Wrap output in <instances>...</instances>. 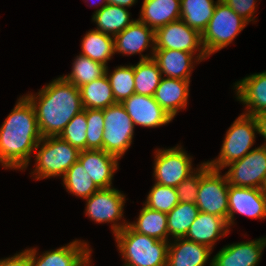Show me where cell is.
<instances>
[{"mask_svg":"<svg viewBox=\"0 0 266 266\" xmlns=\"http://www.w3.org/2000/svg\"><path fill=\"white\" fill-rule=\"evenodd\" d=\"M41 138L32 103L26 96L19 97L0 127V163L3 168L25 171Z\"/></svg>","mask_w":266,"mask_h":266,"instance_id":"obj_1","label":"cell"},{"mask_svg":"<svg viewBox=\"0 0 266 266\" xmlns=\"http://www.w3.org/2000/svg\"><path fill=\"white\" fill-rule=\"evenodd\" d=\"M32 103L42 137L59 136L65 126L83 111L80 90L58 77L45 85L36 95H25Z\"/></svg>","mask_w":266,"mask_h":266,"instance_id":"obj_2","label":"cell"},{"mask_svg":"<svg viewBox=\"0 0 266 266\" xmlns=\"http://www.w3.org/2000/svg\"><path fill=\"white\" fill-rule=\"evenodd\" d=\"M123 266H166L169 241L139 234L129 225L114 235Z\"/></svg>","mask_w":266,"mask_h":266,"instance_id":"obj_3","label":"cell"},{"mask_svg":"<svg viewBox=\"0 0 266 266\" xmlns=\"http://www.w3.org/2000/svg\"><path fill=\"white\" fill-rule=\"evenodd\" d=\"M36 151L35 169L32 172L36 180L58 176L63 178L67 170L78 161L80 153L59 136L42 137Z\"/></svg>","mask_w":266,"mask_h":266,"instance_id":"obj_4","label":"cell"},{"mask_svg":"<svg viewBox=\"0 0 266 266\" xmlns=\"http://www.w3.org/2000/svg\"><path fill=\"white\" fill-rule=\"evenodd\" d=\"M258 125L255 116L242 113L229 127L218 158L206 161L214 170H222L233 161L242 159L255 143Z\"/></svg>","mask_w":266,"mask_h":266,"instance_id":"obj_5","label":"cell"},{"mask_svg":"<svg viewBox=\"0 0 266 266\" xmlns=\"http://www.w3.org/2000/svg\"><path fill=\"white\" fill-rule=\"evenodd\" d=\"M246 25L248 23L224 1L217 0L213 16L201 34L202 46L207 57L232 43Z\"/></svg>","mask_w":266,"mask_h":266,"instance_id":"obj_6","label":"cell"},{"mask_svg":"<svg viewBox=\"0 0 266 266\" xmlns=\"http://www.w3.org/2000/svg\"><path fill=\"white\" fill-rule=\"evenodd\" d=\"M214 170L206 162L200 164V185L195 202L201 212L222 217L228 224V189L226 175Z\"/></svg>","mask_w":266,"mask_h":266,"instance_id":"obj_7","label":"cell"},{"mask_svg":"<svg viewBox=\"0 0 266 266\" xmlns=\"http://www.w3.org/2000/svg\"><path fill=\"white\" fill-rule=\"evenodd\" d=\"M103 150L121 159L132 144L135 125L121 103L103 109Z\"/></svg>","mask_w":266,"mask_h":266,"instance_id":"obj_8","label":"cell"},{"mask_svg":"<svg viewBox=\"0 0 266 266\" xmlns=\"http://www.w3.org/2000/svg\"><path fill=\"white\" fill-rule=\"evenodd\" d=\"M86 200V215L96 223H113L111 225L113 235L117 234L128 223H118L123 219L125 195L113 187L100 188Z\"/></svg>","mask_w":266,"mask_h":266,"instance_id":"obj_9","label":"cell"},{"mask_svg":"<svg viewBox=\"0 0 266 266\" xmlns=\"http://www.w3.org/2000/svg\"><path fill=\"white\" fill-rule=\"evenodd\" d=\"M155 154L153 176L158 184L176 188L197 170L193 169L192 158L181 145L157 149Z\"/></svg>","mask_w":266,"mask_h":266,"instance_id":"obj_10","label":"cell"},{"mask_svg":"<svg viewBox=\"0 0 266 266\" xmlns=\"http://www.w3.org/2000/svg\"><path fill=\"white\" fill-rule=\"evenodd\" d=\"M228 184L236 187L262 189L266 179V146L251 149L242 159L225 166Z\"/></svg>","mask_w":266,"mask_h":266,"instance_id":"obj_11","label":"cell"},{"mask_svg":"<svg viewBox=\"0 0 266 266\" xmlns=\"http://www.w3.org/2000/svg\"><path fill=\"white\" fill-rule=\"evenodd\" d=\"M180 50L188 53L206 54L201 34L183 20L170 22L155 30V50Z\"/></svg>","mask_w":266,"mask_h":266,"instance_id":"obj_12","label":"cell"},{"mask_svg":"<svg viewBox=\"0 0 266 266\" xmlns=\"http://www.w3.org/2000/svg\"><path fill=\"white\" fill-rule=\"evenodd\" d=\"M89 247L76 239L63 247L45 251L39 257L36 248H29L30 266H90L92 249Z\"/></svg>","mask_w":266,"mask_h":266,"instance_id":"obj_13","label":"cell"},{"mask_svg":"<svg viewBox=\"0 0 266 266\" xmlns=\"http://www.w3.org/2000/svg\"><path fill=\"white\" fill-rule=\"evenodd\" d=\"M228 201L229 229L234 224L235 213L253 219L266 218V194L262 189L229 185Z\"/></svg>","mask_w":266,"mask_h":266,"instance_id":"obj_14","label":"cell"},{"mask_svg":"<svg viewBox=\"0 0 266 266\" xmlns=\"http://www.w3.org/2000/svg\"><path fill=\"white\" fill-rule=\"evenodd\" d=\"M115 53L125 55L140 54V61L153 57L155 51V31L138 19L121 33L114 36ZM151 47V55L141 54Z\"/></svg>","mask_w":266,"mask_h":266,"instance_id":"obj_15","label":"cell"},{"mask_svg":"<svg viewBox=\"0 0 266 266\" xmlns=\"http://www.w3.org/2000/svg\"><path fill=\"white\" fill-rule=\"evenodd\" d=\"M134 125L156 128L170 123L173 119L156 102L154 96L132 94L122 103Z\"/></svg>","mask_w":266,"mask_h":266,"instance_id":"obj_16","label":"cell"},{"mask_svg":"<svg viewBox=\"0 0 266 266\" xmlns=\"http://www.w3.org/2000/svg\"><path fill=\"white\" fill-rule=\"evenodd\" d=\"M266 247V237L228 244L210 260V266H257Z\"/></svg>","mask_w":266,"mask_h":266,"instance_id":"obj_17","label":"cell"},{"mask_svg":"<svg viewBox=\"0 0 266 266\" xmlns=\"http://www.w3.org/2000/svg\"><path fill=\"white\" fill-rule=\"evenodd\" d=\"M116 156L104 150L80 151L78 161L87 171L93 183L100 188L112 187L114 173L119 169Z\"/></svg>","mask_w":266,"mask_h":266,"instance_id":"obj_18","label":"cell"},{"mask_svg":"<svg viewBox=\"0 0 266 266\" xmlns=\"http://www.w3.org/2000/svg\"><path fill=\"white\" fill-rule=\"evenodd\" d=\"M194 55L185 51L165 49L155 50L152 59L157 63L162 77L165 75L169 78L190 81L194 63H200L207 58L206 54Z\"/></svg>","mask_w":266,"mask_h":266,"instance_id":"obj_19","label":"cell"},{"mask_svg":"<svg viewBox=\"0 0 266 266\" xmlns=\"http://www.w3.org/2000/svg\"><path fill=\"white\" fill-rule=\"evenodd\" d=\"M237 100L247 109L244 114L255 116L266 111V71L251 74L234 86Z\"/></svg>","mask_w":266,"mask_h":266,"instance_id":"obj_20","label":"cell"},{"mask_svg":"<svg viewBox=\"0 0 266 266\" xmlns=\"http://www.w3.org/2000/svg\"><path fill=\"white\" fill-rule=\"evenodd\" d=\"M189 80L162 77L154 99L174 119L179 110L185 109L189 97Z\"/></svg>","mask_w":266,"mask_h":266,"instance_id":"obj_21","label":"cell"},{"mask_svg":"<svg viewBox=\"0 0 266 266\" xmlns=\"http://www.w3.org/2000/svg\"><path fill=\"white\" fill-rule=\"evenodd\" d=\"M229 232L230 229L224 218L199 211L185 238L213 249L217 240Z\"/></svg>","mask_w":266,"mask_h":266,"instance_id":"obj_22","label":"cell"},{"mask_svg":"<svg viewBox=\"0 0 266 266\" xmlns=\"http://www.w3.org/2000/svg\"><path fill=\"white\" fill-rule=\"evenodd\" d=\"M212 249L184 238L169 242L166 266H205Z\"/></svg>","mask_w":266,"mask_h":266,"instance_id":"obj_23","label":"cell"},{"mask_svg":"<svg viewBox=\"0 0 266 266\" xmlns=\"http://www.w3.org/2000/svg\"><path fill=\"white\" fill-rule=\"evenodd\" d=\"M180 0H143L138 20L154 31L170 22L180 20Z\"/></svg>","mask_w":266,"mask_h":266,"instance_id":"obj_24","label":"cell"},{"mask_svg":"<svg viewBox=\"0 0 266 266\" xmlns=\"http://www.w3.org/2000/svg\"><path fill=\"white\" fill-rule=\"evenodd\" d=\"M92 20L96 23L98 30L115 36L125 30L135 20H130V12L127 8L106 4L95 11Z\"/></svg>","mask_w":266,"mask_h":266,"instance_id":"obj_25","label":"cell"},{"mask_svg":"<svg viewBox=\"0 0 266 266\" xmlns=\"http://www.w3.org/2000/svg\"><path fill=\"white\" fill-rule=\"evenodd\" d=\"M83 56L107 66V62L115 54L114 36L98 30L88 31L81 41Z\"/></svg>","mask_w":266,"mask_h":266,"instance_id":"obj_26","label":"cell"},{"mask_svg":"<svg viewBox=\"0 0 266 266\" xmlns=\"http://www.w3.org/2000/svg\"><path fill=\"white\" fill-rule=\"evenodd\" d=\"M134 223L128 225L137 233L169 241L167 214L153 210L144 205Z\"/></svg>","mask_w":266,"mask_h":266,"instance_id":"obj_27","label":"cell"},{"mask_svg":"<svg viewBox=\"0 0 266 266\" xmlns=\"http://www.w3.org/2000/svg\"><path fill=\"white\" fill-rule=\"evenodd\" d=\"M79 90L83 109H105L116 103L106 74Z\"/></svg>","mask_w":266,"mask_h":266,"instance_id":"obj_28","label":"cell"},{"mask_svg":"<svg viewBox=\"0 0 266 266\" xmlns=\"http://www.w3.org/2000/svg\"><path fill=\"white\" fill-rule=\"evenodd\" d=\"M180 2V19L202 34L213 16L217 1L214 3V0H180Z\"/></svg>","mask_w":266,"mask_h":266,"instance_id":"obj_29","label":"cell"},{"mask_svg":"<svg viewBox=\"0 0 266 266\" xmlns=\"http://www.w3.org/2000/svg\"><path fill=\"white\" fill-rule=\"evenodd\" d=\"M135 94L154 96L162 78L157 63L151 58L133 65Z\"/></svg>","mask_w":266,"mask_h":266,"instance_id":"obj_30","label":"cell"},{"mask_svg":"<svg viewBox=\"0 0 266 266\" xmlns=\"http://www.w3.org/2000/svg\"><path fill=\"white\" fill-rule=\"evenodd\" d=\"M72 64L71 73L66 76L63 75L62 77L78 88L91 83L92 81L104 76L106 73L107 66L81 54L74 59Z\"/></svg>","mask_w":266,"mask_h":266,"instance_id":"obj_31","label":"cell"},{"mask_svg":"<svg viewBox=\"0 0 266 266\" xmlns=\"http://www.w3.org/2000/svg\"><path fill=\"white\" fill-rule=\"evenodd\" d=\"M199 209L196 204L179 202L168 214V235L171 239L184 238L195 221Z\"/></svg>","mask_w":266,"mask_h":266,"instance_id":"obj_32","label":"cell"},{"mask_svg":"<svg viewBox=\"0 0 266 266\" xmlns=\"http://www.w3.org/2000/svg\"><path fill=\"white\" fill-rule=\"evenodd\" d=\"M62 180L69 193L82 199L89 198L99 189L79 161L67 170Z\"/></svg>","mask_w":266,"mask_h":266,"instance_id":"obj_33","label":"cell"},{"mask_svg":"<svg viewBox=\"0 0 266 266\" xmlns=\"http://www.w3.org/2000/svg\"><path fill=\"white\" fill-rule=\"evenodd\" d=\"M105 74L111 85L116 103H122L132 94H135L133 65L118 66L111 73L108 72L107 66Z\"/></svg>","mask_w":266,"mask_h":266,"instance_id":"obj_34","label":"cell"},{"mask_svg":"<svg viewBox=\"0 0 266 266\" xmlns=\"http://www.w3.org/2000/svg\"><path fill=\"white\" fill-rule=\"evenodd\" d=\"M179 203L176 188L155 182L143 204L150 209L168 214Z\"/></svg>","mask_w":266,"mask_h":266,"instance_id":"obj_35","label":"cell"},{"mask_svg":"<svg viewBox=\"0 0 266 266\" xmlns=\"http://www.w3.org/2000/svg\"><path fill=\"white\" fill-rule=\"evenodd\" d=\"M86 109L76 114L65 126L59 137L79 151L86 150Z\"/></svg>","mask_w":266,"mask_h":266,"instance_id":"obj_36","label":"cell"},{"mask_svg":"<svg viewBox=\"0 0 266 266\" xmlns=\"http://www.w3.org/2000/svg\"><path fill=\"white\" fill-rule=\"evenodd\" d=\"M86 149L103 150L104 114L103 109H86Z\"/></svg>","mask_w":266,"mask_h":266,"instance_id":"obj_37","label":"cell"},{"mask_svg":"<svg viewBox=\"0 0 266 266\" xmlns=\"http://www.w3.org/2000/svg\"><path fill=\"white\" fill-rule=\"evenodd\" d=\"M200 185V165L197 170L184 179L177 187L179 202L195 204Z\"/></svg>","mask_w":266,"mask_h":266,"instance_id":"obj_38","label":"cell"},{"mask_svg":"<svg viewBox=\"0 0 266 266\" xmlns=\"http://www.w3.org/2000/svg\"><path fill=\"white\" fill-rule=\"evenodd\" d=\"M247 23L255 21L256 0H222Z\"/></svg>","mask_w":266,"mask_h":266,"instance_id":"obj_39","label":"cell"},{"mask_svg":"<svg viewBox=\"0 0 266 266\" xmlns=\"http://www.w3.org/2000/svg\"><path fill=\"white\" fill-rule=\"evenodd\" d=\"M0 266H30L29 248L12 257L0 259Z\"/></svg>","mask_w":266,"mask_h":266,"instance_id":"obj_40","label":"cell"},{"mask_svg":"<svg viewBox=\"0 0 266 266\" xmlns=\"http://www.w3.org/2000/svg\"><path fill=\"white\" fill-rule=\"evenodd\" d=\"M255 118L258 125V134L265 138V142L263 145L266 146V111L255 115Z\"/></svg>","mask_w":266,"mask_h":266,"instance_id":"obj_41","label":"cell"},{"mask_svg":"<svg viewBox=\"0 0 266 266\" xmlns=\"http://www.w3.org/2000/svg\"><path fill=\"white\" fill-rule=\"evenodd\" d=\"M106 2L110 5L129 8L130 6H133L137 2V0H106Z\"/></svg>","mask_w":266,"mask_h":266,"instance_id":"obj_42","label":"cell"},{"mask_svg":"<svg viewBox=\"0 0 266 266\" xmlns=\"http://www.w3.org/2000/svg\"><path fill=\"white\" fill-rule=\"evenodd\" d=\"M262 190H263L264 193L266 194V179H265L264 185H263V187H262Z\"/></svg>","mask_w":266,"mask_h":266,"instance_id":"obj_43","label":"cell"},{"mask_svg":"<svg viewBox=\"0 0 266 266\" xmlns=\"http://www.w3.org/2000/svg\"><path fill=\"white\" fill-rule=\"evenodd\" d=\"M100 2H99V4L100 3H104L102 6H105L106 4H107V2H106V0H99ZM98 2V1H97ZM98 4V3H97Z\"/></svg>","mask_w":266,"mask_h":266,"instance_id":"obj_44","label":"cell"}]
</instances>
